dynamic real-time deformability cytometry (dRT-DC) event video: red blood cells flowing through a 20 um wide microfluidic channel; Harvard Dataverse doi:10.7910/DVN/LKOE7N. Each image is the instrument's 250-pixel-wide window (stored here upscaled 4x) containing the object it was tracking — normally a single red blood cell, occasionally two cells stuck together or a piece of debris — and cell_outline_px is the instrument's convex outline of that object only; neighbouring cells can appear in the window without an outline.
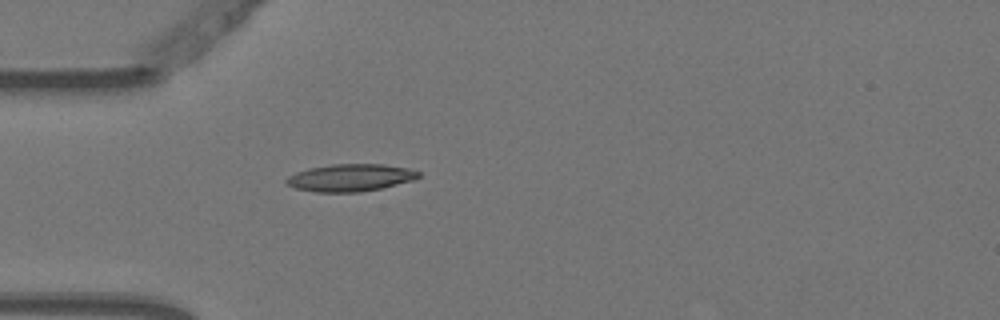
{"species": "Egyptian fruit bat (a non-hibernating species)", "species_latin": "Rousettus aegyptiacus", "temperature_condition": "warm", "stored_images_in_passage": 1, "camera_frame_rate_fps": 3000, "um_per_image_px": 0.085, "animal": {"sex": "female"}, "frame": {"image": 1, "passage_image": 1, "time_ms": 0.0, "image_size_px": [1000, 320], "cell_outline_px": [[420, 176], [412, 180], [380, 188], [360, 192], [316, 192], [296, 188], [284, 184], [284, 180], [288, 176], [296, 172], [308, 168], [332, 164], [384, 164], [408, 168], [420, 172]], "centroid_in_image_um": [29.73, 15.1], "position_along_channel_um": 55.3, "area_um2": 21.04}}